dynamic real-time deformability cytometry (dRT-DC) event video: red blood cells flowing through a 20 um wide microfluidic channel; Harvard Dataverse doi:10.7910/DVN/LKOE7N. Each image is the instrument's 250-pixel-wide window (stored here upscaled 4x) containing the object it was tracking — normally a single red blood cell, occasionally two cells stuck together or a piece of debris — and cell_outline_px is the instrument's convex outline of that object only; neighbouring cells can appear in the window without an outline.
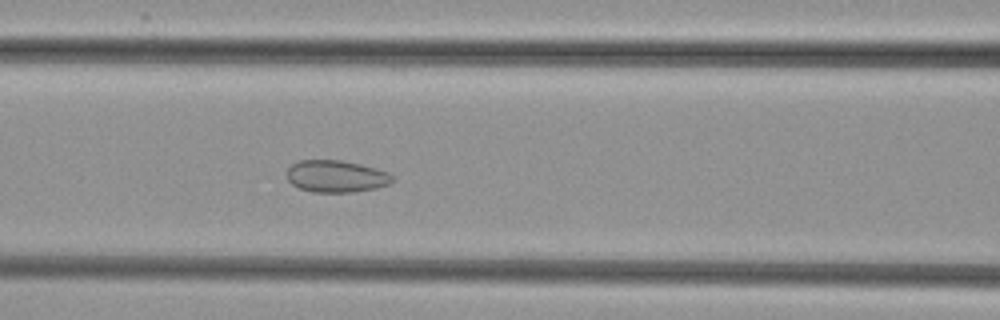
{"species": "common noctule bat (a hibernating species)", "species_latin": "Nyctalus noctula", "temperature_condition": "cold", "stored_images_in_passage": 30, "camera_frame_rate_fps": 3000, "um_per_image_px": 0.085, "animal": {"sex": "female", "body_mass_g": 29.2, "forearm_length_mm": 56.3}, "frame": {"image": 1, "passage_image": 15, "time_ms": 4.667, "image_size_px": [1000, 320], "cell_outline_px": [[392, 180], [388, 184], [376, 188], [352, 192], [312, 192], [300, 188], [292, 184], [288, 180], [288, 168], [292, 164], [300, 160], [340, 160], [360, 164], [376, 168], [388, 172], [392, 176]], "centroid_in_image_um": [28.56, 14.98], "position_along_channel_um": 138.0, "area_um2": 19.54}}
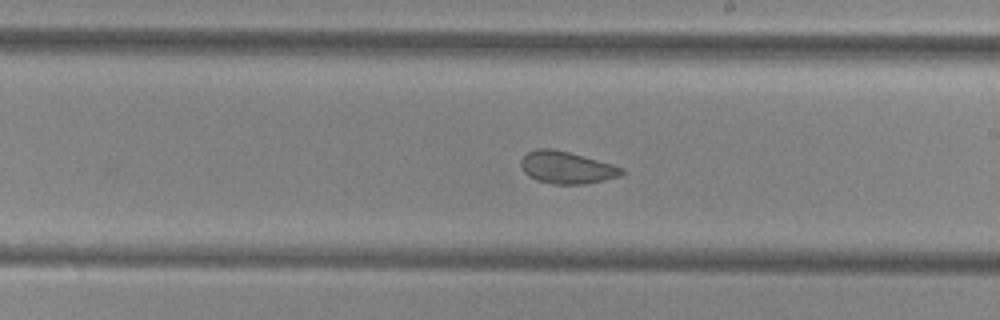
{"frame": {"image": 2, "passage_image": 23, "time_ms": 7.333, "image_size_px": [1000, 320], "cell_outline_px": [[624, 172], [620, 176], [604, 180], [584, 184], [552, 184], [536, 180], [528, 176], [524, 172], [520, 164], [520, 160], [528, 152], [536, 148], [552, 148], [568, 152], [612, 164], [624, 168]], "centroid_in_image_um": [48.14, 14.24], "position_along_channel_um": 240.9, "area_um2": 18.9}}
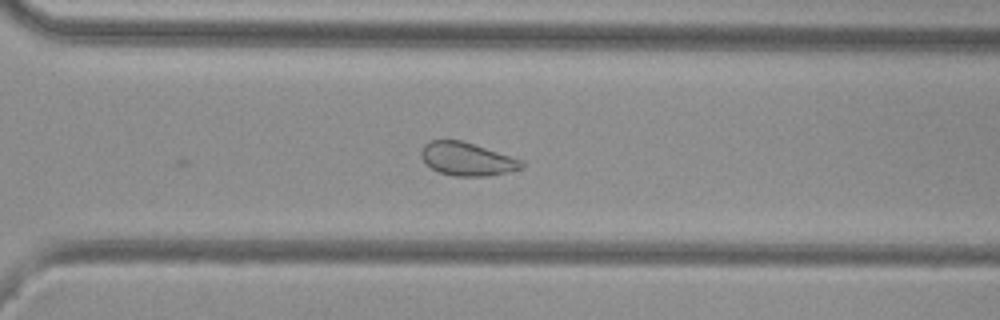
{"frame": {"image": 3, "passage_image": 30, "time_ms": 9.667, "image_size_px": [1000, 320], "cell_outline_px": [[524, 164], [520, 168], [488, 176], [456, 176], [440, 172], [424, 164], [420, 156], [420, 152], [424, 144], [432, 140], [460, 140], [512, 156], [524, 160]], "centroid_in_image_um": [39.66, 13.51], "position_along_channel_um": 330.9, "area_um2": 19.31}}